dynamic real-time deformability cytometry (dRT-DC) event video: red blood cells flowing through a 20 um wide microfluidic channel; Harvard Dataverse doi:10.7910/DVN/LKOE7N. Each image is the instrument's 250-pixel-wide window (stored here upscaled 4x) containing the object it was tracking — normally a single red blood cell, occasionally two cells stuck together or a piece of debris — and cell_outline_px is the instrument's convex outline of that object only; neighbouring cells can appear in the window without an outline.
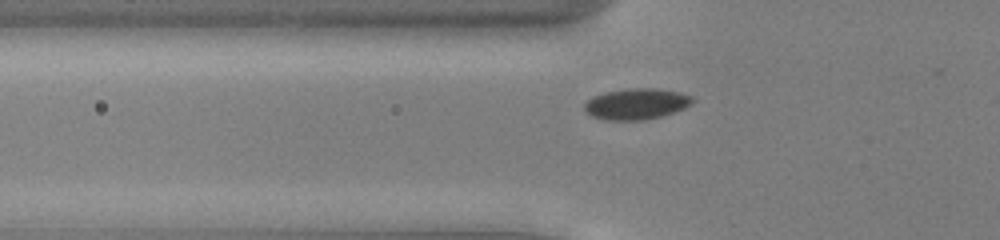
{"species": "common noctule bat (a hibernating species)", "species_latin": "Nyctalus noctula", "temperature_condition": "cold", "stored_images_in_passage": 45, "camera_frame_rate_fps": 3000, "um_per_image_px": 0.085, "animal": {"sex": "male", "body_mass_g": 13.0, "forearm_length_mm": 53.1}, "frame": {"image": 1, "passage_image": 11, "time_ms": 3.333, "image_size_px": [1000, 240], "cell_outline_px": [[696, 100], [692, 104], [684, 108], [664, 116], [644, 120], [604, 120], [592, 116], [584, 108], [584, 104], [588, 100], [596, 96], [608, 92], [628, 88], [656, 88], [680, 92], [692, 96]], "centroid_in_image_um": [54.16, 8.84], "position_along_channel_um": 71.6, "area_um2": 19.54}}
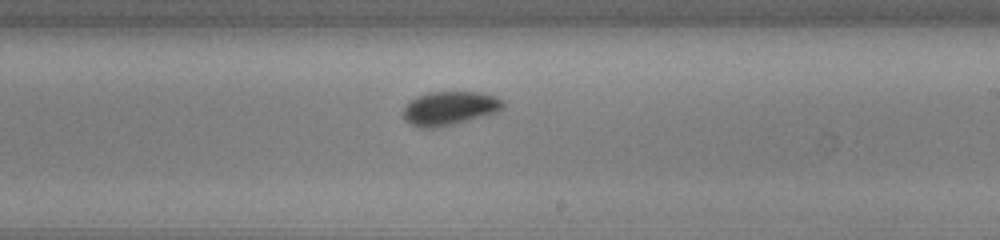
{"frame": {"image": 2, "passage_image": 25, "time_ms": 8.0, "image_size_px": [1000, 240], "cell_outline_px": [[504, 108], [500, 112], [488, 116], [456, 124], [432, 128], [420, 128], [404, 120], [404, 108], [408, 100], [416, 96], [428, 92], [480, 92], [496, 96], [504, 100]], "centroid_in_image_um": [38.27, 9.2], "position_along_channel_um": 250.7, "area_um2": 20.17}}
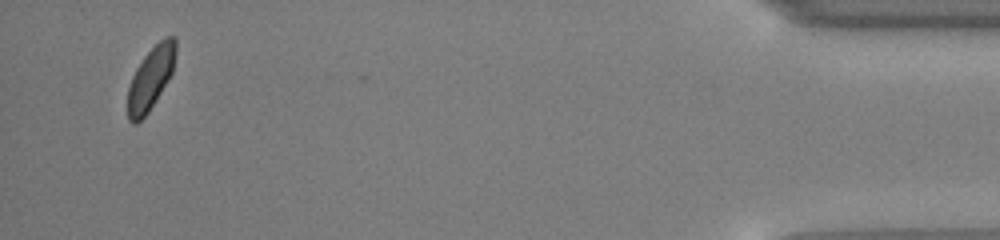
{"frame": {"image": 3, "passage_image": 44, "time_ms": 14.333, "image_size_px": [1000, 240], "cell_outline_px": [[176, 52], [172, 72], [168, 80], [148, 112], [136, 124], [132, 124], [128, 120], [128, 88], [132, 76], [136, 68], [144, 56], [164, 36], [176, 36]], "centroid_in_image_um": [12.81, 6.63], "position_along_channel_um": 422.4, "area_um2": 17.4}}